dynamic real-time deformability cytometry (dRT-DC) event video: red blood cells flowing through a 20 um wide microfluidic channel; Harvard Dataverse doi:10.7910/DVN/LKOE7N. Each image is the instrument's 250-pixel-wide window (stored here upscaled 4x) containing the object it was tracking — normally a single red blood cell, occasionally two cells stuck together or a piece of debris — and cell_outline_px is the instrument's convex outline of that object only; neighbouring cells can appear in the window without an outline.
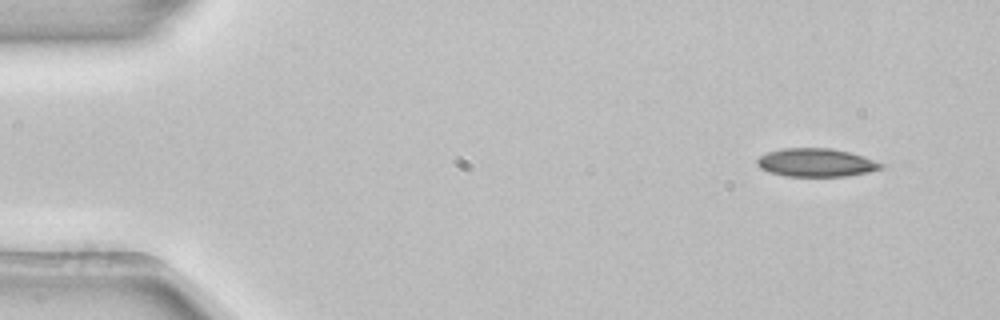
{"species": "common noctule bat (a hibernating species)", "species_latin": "Nyctalus noctula", "temperature_condition": "room temperature", "stored_images_in_passage": 3, "camera_frame_rate_fps": 3000, "um_per_image_px": 0.085, "animal": {"sex": "female", "body_mass_g": 22.7, "forearm_length_mm": 54.2}, "frame": {"image": 1, "passage_image": 1, "time_ms": 0.0, "image_size_px": [1000, 320], "cell_outline_px": [[888, 164], [884, 168], [868, 172], [848, 176], [788, 176], [768, 172], [760, 168], [756, 164], [756, 160], [760, 156], [768, 152], [784, 148], [832, 148], [864, 156]], "centroid_in_image_um": [69.42, 13.82], "position_along_channel_um": 15.6, "area_um2": 20.63}}
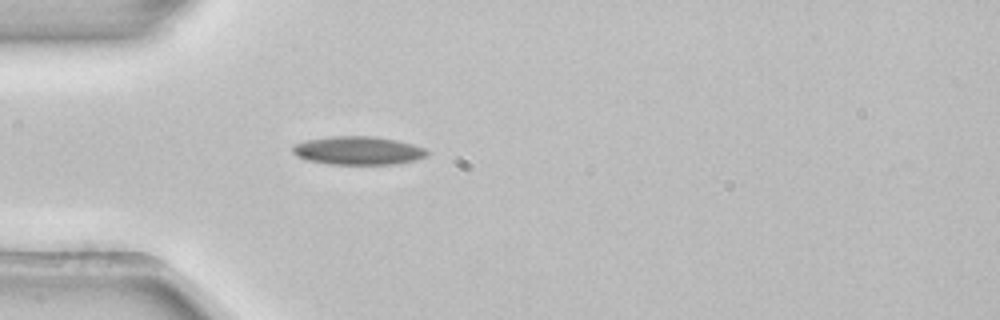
{"frame": {"image": 2, "passage_image": 3, "time_ms": 0.667, "image_size_px": [1000, 320], "cell_outline_px": [[428, 152], [424, 156], [416, 160], [396, 164], [328, 164], [308, 160], [296, 156], [292, 152], [292, 144], [304, 140], [328, 136], [376, 136], [396, 140], [412, 144], [424, 148]], "centroid_in_image_um": [30.37, 12.79], "position_along_channel_um": 54.6, "area_um2": 22.37}}